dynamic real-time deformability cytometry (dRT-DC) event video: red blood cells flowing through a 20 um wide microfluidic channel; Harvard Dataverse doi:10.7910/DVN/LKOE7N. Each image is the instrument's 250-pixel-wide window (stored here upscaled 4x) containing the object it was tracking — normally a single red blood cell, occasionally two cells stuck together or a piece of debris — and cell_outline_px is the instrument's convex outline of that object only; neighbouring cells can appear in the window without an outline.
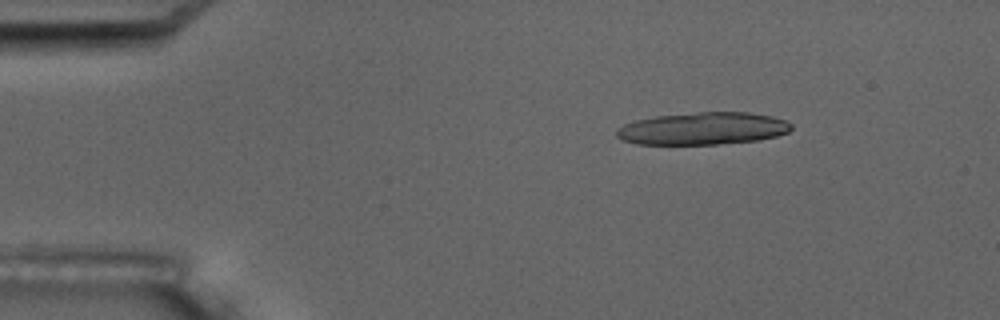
{"species": "common noctule bat (a hibernating species)", "species_latin": "Nyctalus noctula", "temperature_condition": "room temperature", "stored_images_in_passage": 10, "segment_of_instrument_passage": [1, 2], "camera_frame_rate_fps": 3000, "um_per_image_px": 0.085, "animal": {"sex": "male", "body_mass_g": 17.5, "forearm_length_mm": 52.3}, "frame": {"image": 1, "passage_image": 2, "time_ms": 1.0, "image_size_px": [1000, 320], "cell_outline_px": [[792, 128], [788, 132], [776, 136], [760, 140], [716, 144], [636, 144], [620, 140], [616, 136], [616, 128], [624, 124], [636, 120], [656, 116], [696, 112], [748, 112], [772, 116], [784, 120], [792, 124]], "centroid_in_image_um": [59.72, 10.92], "position_along_channel_um": 25.3, "area_um2": 33.12}}